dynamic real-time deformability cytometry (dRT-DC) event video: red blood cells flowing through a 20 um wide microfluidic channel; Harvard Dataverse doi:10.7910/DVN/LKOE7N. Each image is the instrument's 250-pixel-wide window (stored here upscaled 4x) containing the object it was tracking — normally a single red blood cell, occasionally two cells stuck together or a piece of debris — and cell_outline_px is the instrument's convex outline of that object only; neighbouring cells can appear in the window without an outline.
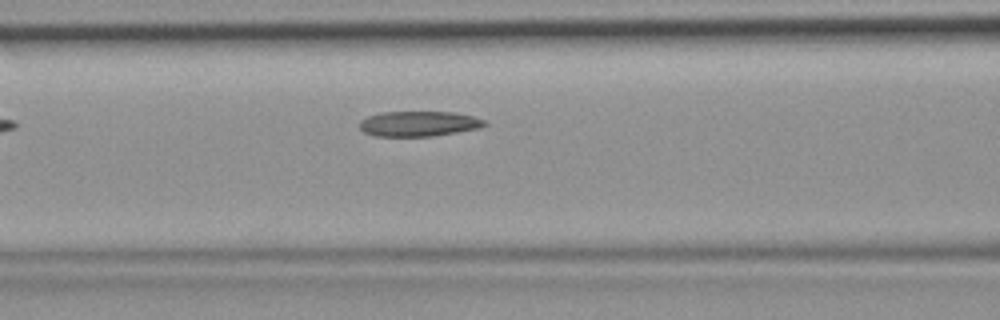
{"species": "common noctule bat (a hibernating species)", "species_latin": "Nyctalus noctula", "temperature_condition": "room temperature", "stored_images_in_passage": 4, "camera_frame_rate_fps": 3000, "um_per_image_px": 0.085, "animal": {"sex": "female", "body_mass_g": 19.9}, "frame": {"image": 1, "passage_image": 4, "time_ms": 1.0, "image_size_px": [1000, 320], "cell_outline_px": [[488, 124], [480, 128], [432, 136], [376, 136], [364, 132], [360, 128], [360, 120], [368, 116], [380, 112], [452, 112], [472, 116], [484, 120]], "centroid_in_image_um": [35.58, 10.51], "position_along_channel_um": 131.0, "area_um2": 18.26}}